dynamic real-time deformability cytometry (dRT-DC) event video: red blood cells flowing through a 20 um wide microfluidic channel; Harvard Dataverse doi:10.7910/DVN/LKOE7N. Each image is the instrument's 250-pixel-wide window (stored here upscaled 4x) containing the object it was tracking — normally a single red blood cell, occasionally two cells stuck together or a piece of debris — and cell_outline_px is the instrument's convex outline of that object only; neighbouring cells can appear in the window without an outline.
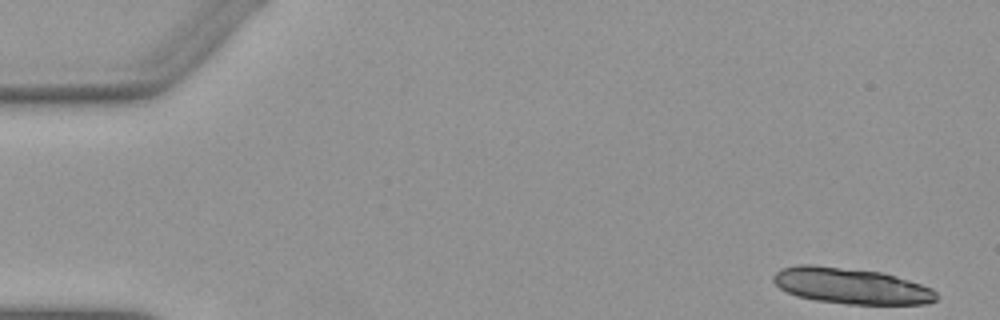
{"species": "Egyptian fruit bat (a non-hibernating species)", "species_latin": "Rousettus aegyptiacus", "temperature_condition": "warm", "stored_images_in_passage": 6, "camera_frame_rate_fps": 3000, "um_per_image_px": 0.085, "animal": {"sex": "female"}, "frame": {"image": 1, "passage_image": 1, "time_ms": 0.0, "image_size_px": [1000, 320], "cell_outline_px": [[940, 296], [936, 300], [928, 304], [844, 304], [816, 300], [796, 296], [780, 288], [772, 280], [772, 276], [780, 268], [796, 264], [812, 264], [880, 272], [896, 276], [932, 288]], "centroid_in_image_um": [72.33, 24.3], "position_along_channel_um": 12.7, "area_um2": 34.33}}